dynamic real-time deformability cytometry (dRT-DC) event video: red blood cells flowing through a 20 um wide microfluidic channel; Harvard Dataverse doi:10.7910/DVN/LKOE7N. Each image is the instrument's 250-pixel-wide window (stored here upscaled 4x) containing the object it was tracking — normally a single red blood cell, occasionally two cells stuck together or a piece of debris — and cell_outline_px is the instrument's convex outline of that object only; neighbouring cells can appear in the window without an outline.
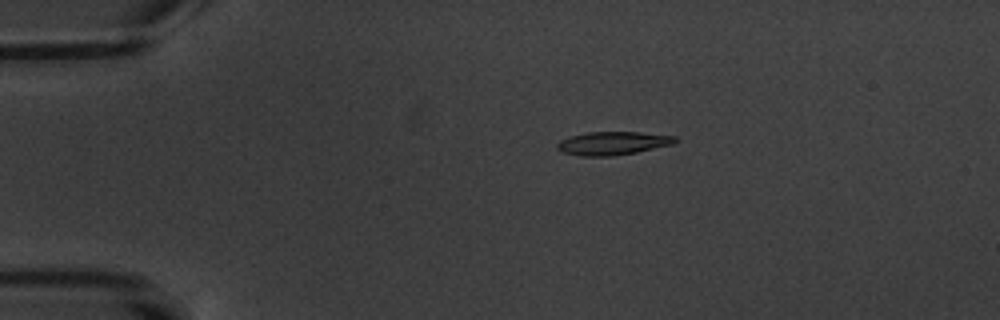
{"species": "common noctule bat (a hibernating species)", "species_latin": "Nyctalus noctula", "temperature_condition": "warm", "stored_images_in_passage": 2, "camera_frame_rate_fps": 3000, "um_per_image_px": 0.085, "animal": {"sex": "male", "body_mass_g": 20.1, "forearm_length_mm": 53.5}, "frame": {"image": 1, "passage_image": 1, "time_ms": 0.0, "image_size_px": [1000, 320], "cell_outline_px": [[676, 140], [672, 144], [636, 152], [612, 156], [580, 156], [560, 152], [556, 148], [556, 144], [560, 140], [572, 136], [588, 132], [640, 132], [676, 136]], "centroid_in_image_um": [52.03, 12.18], "position_along_channel_um": 33.0, "area_um2": 15.95}}